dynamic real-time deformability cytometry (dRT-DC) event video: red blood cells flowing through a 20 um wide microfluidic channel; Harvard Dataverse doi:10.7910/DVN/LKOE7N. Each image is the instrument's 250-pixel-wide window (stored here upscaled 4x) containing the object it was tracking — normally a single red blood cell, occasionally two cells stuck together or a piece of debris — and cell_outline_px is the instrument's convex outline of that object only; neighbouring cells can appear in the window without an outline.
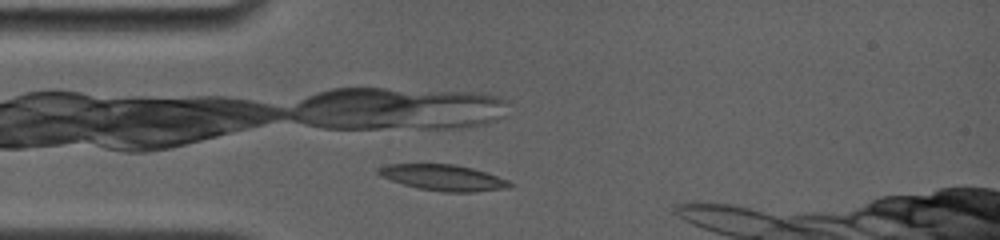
{"species": "common noctule bat (a hibernating species)", "species_latin": "Nyctalus noctula", "temperature_condition": "room temperature", "stored_images_in_passage": 4, "camera_frame_rate_fps": 4000, "um_per_image_px": 0.085, "animal": {"sex": "female", "body_mass_g": 19.0, "forearm_length_mm": 56.7}, "frame": {"image": 1, "passage_image": 3, "time_ms": 0.75, "image_size_px": [1000, 240], "cell_outline_px": [[516, 184], [508, 188], [472, 192], [444, 192], [416, 188], [392, 180], [376, 172], [376, 168], [388, 164], [452, 164], [472, 168], [508, 180]], "centroid_in_image_um": [37.69, 15.1], "position_along_channel_um": 47.3, "area_um2": 19.71}}